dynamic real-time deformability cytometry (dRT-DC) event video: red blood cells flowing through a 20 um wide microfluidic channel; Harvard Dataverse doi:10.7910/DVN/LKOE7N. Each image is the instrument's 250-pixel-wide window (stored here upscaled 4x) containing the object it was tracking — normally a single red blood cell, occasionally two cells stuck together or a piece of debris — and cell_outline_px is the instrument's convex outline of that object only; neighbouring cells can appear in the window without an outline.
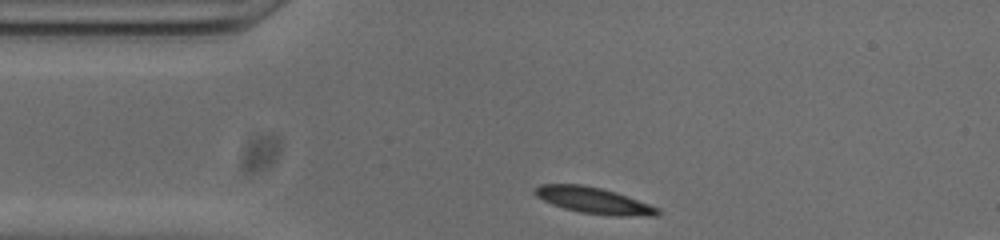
{"species": "common noctule bat (a hibernating species)", "species_latin": "Nyctalus noctula", "temperature_condition": "cold", "stored_images_in_passage": 33, "camera_frame_rate_fps": 3000, "um_per_image_px": 0.085, "animal": {"sex": "male", "body_mass_g": 20.0, "forearm_length_mm": 53.3}, "frame": {"image": 1, "passage_image": 1, "time_ms": 0.0, "image_size_px": [1000, 240], "cell_outline_px": [[660, 212], [656, 216], [620, 216], [580, 212], [564, 208], [552, 204], [536, 196], [532, 192], [540, 184], [580, 184], [600, 188], [616, 192], [660, 208]], "centroid_in_image_um": [50.47, 17.04], "position_along_channel_um": 34.5, "area_um2": 18.61}}
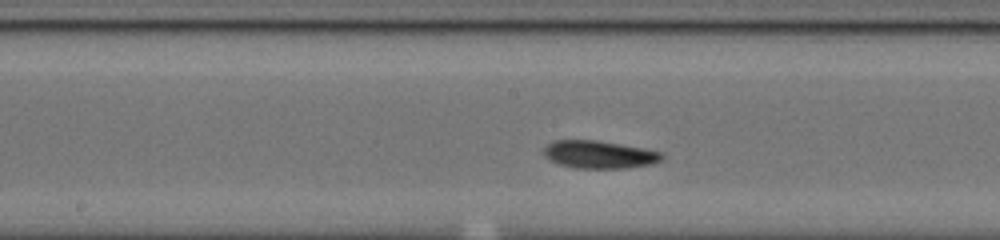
{"frame": {"image": 2, "passage_image": 16, "time_ms": 5.0, "image_size_px": [1000, 240], "cell_outline_px": [[664, 156], [660, 160], [652, 164], [628, 168], [576, 168], [560, 164], [544, 156], [544, 148], [548, 144], [556, 140], [596, 140], [620, 144], [664, 152]], "centroid_in_image_um": [50.97, 13.13], "position_along_channel_um": 197.2, "area_um2": 18.96}}
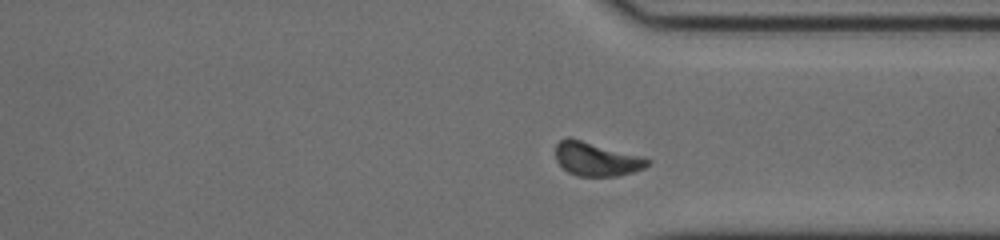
{"frame": {"image": 3, "passage_image": 29, "time_ms": 9.333, "image_size_px": [1000, 240], "cell_outline_px": [[652, 160], [644, 168], [632, 172], [616, 176], [576, 176], [568, 172], [556, 160], [556, 144], [560, 140], [568, 136], [644, 156]], "centroid_in_image_um": [50.7, 13.5], "position_along_channel_um": 360.7, "area_um2": 18.26}, "authors_computed_cell_mechanics": {"area_um2": 18.496, "velocity_mm_per_s": 3.7892, "shape_relaxation_time_tau1_ms": 4.3359, "shape_relaxation_time_tau2_ms": 5.0309, "deformation_change_tau1": 0.1435, "deformation_change_tau2": 0.0802}}